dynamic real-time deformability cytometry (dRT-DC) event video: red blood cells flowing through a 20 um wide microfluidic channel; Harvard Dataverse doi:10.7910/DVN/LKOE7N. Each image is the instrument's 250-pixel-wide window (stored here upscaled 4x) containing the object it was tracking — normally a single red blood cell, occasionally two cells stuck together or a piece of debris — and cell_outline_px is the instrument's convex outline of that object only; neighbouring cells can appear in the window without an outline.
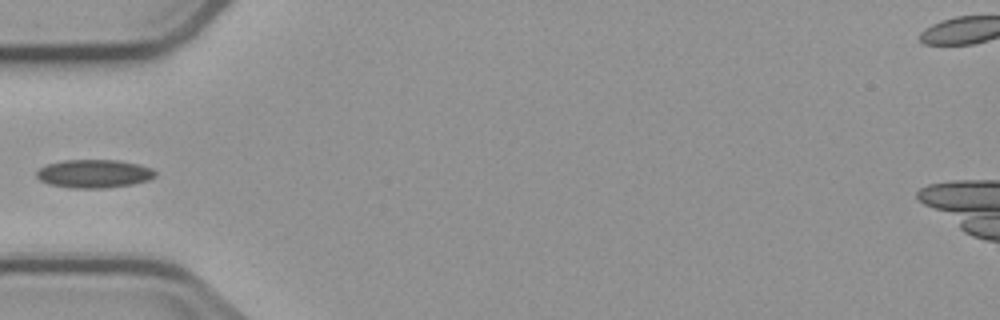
{"species": "common noctule bat (a hibernating species)", "species_latin": "Nyctalus noctula", "temperature_condition": "cold", "stored_images_in_passage": 6, "camera_frame_rate_fps": 3000, "um_per_image_px": 0.085, "animal": {"sex": "male", "body_mass_g": 23.1, "forearm_length_mm": 52.7}, "frame": {"image": 1, "passage_image": 5, "time_ms": 4.667, "image_size_px": [1000, 320], "cell_outline_px": [[156, 176], [148, 180], [132, 184], [108, 188], [68, 188], [48, 184], [40, 180], [36, 176], [36, 172], [40, 168], [48, 164], [64, 160], [116, 160], [140, 164], [152, 168], [156, 172]], "centroid_in_image_um": [8.0, 14.77], "position_along_channel_um": 77.0, "area_um2": 19.71}}
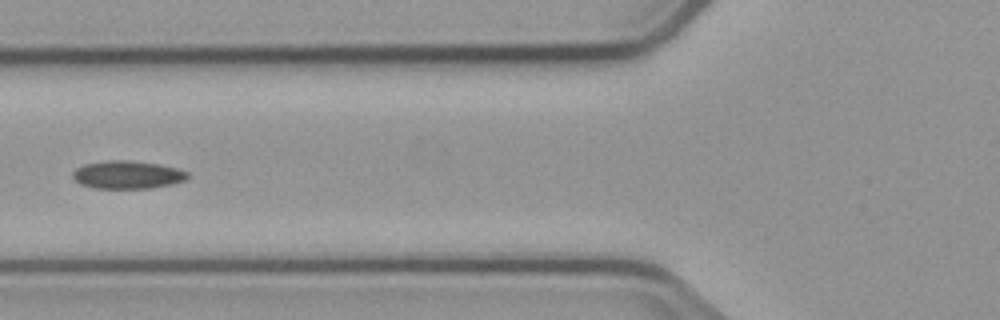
{"frame": {"image": 2, "passage_image": 6, "time_ms": 5.667, "image_size_px": [1000, 320], "cell_outline_px": [[188, 176], [184, 180], [172, 184], [152, 188], [92, 188], [80, 184], [72, 176], [72, 172], [76, 168], [84, 164], [108, 160], [128, 160], [156, 164], [176, 168], [188, 172]], "centroid_in_image_um": [10.79, 14.86], "position_along_channel_um": 115.0, "area_um2": 18.61}}